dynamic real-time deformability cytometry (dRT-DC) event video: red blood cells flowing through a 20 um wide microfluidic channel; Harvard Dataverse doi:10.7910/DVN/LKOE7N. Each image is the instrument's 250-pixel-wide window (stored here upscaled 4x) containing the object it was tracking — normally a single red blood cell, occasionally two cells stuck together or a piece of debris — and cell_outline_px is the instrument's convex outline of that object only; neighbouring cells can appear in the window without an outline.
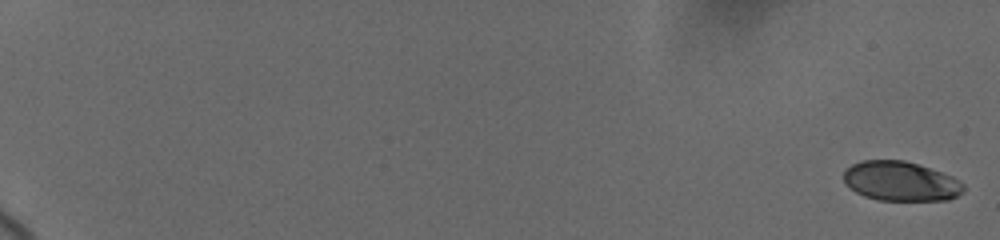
{"species": "human", "species_latin": "Homo sapiens", "temperature_condition": "cold", "stored_images_in_passage": 32, "camera_frame_rate_fps": 3000, "um_per_image_px": 0.085, "donor": {"sex": "female"}, "frame": {"image": 1, "passage_image": 1, "time_ms": 0.0, "image_size_px": [1000, 240], "cell_outline_px": [[964, 192], [948, 200], [880, 200], [864, 196], [856, 192], [844, 180], [844, 172], [852, 164], [860, 160], [904, 160], [952, 176], [964, 184]], "centroid_in_image_um": [76.57, 15.4], "position_along_channel_um": 8.4, "area_um2": 27.34}}
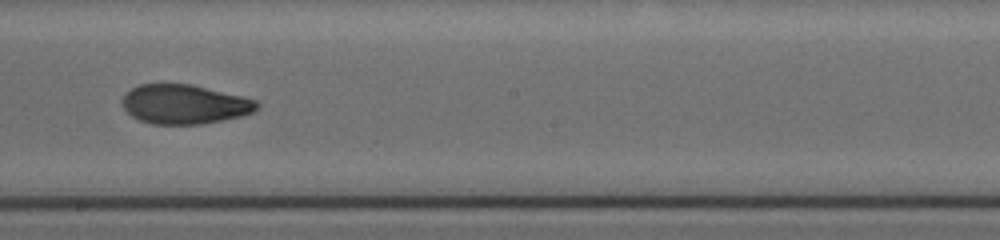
{"frame": {"image": 2, "passage_image": 18, "time_ms": 12.333, "image_size_px": [1000, 240], "cell_outline_px": [[260, 108], [256, 112], [240, 116], [200, 124], [152, 124], [140, 120], [132, 116], [124, 108], [124, 96], [132, 88], [140, 84], [188, 84], [244, 96], [256, 100], [260, 104]], "centroid_in_image_um": [15.74, 8.86], "position_along_channel_um": 232.5, "area_um2": 30.63}}
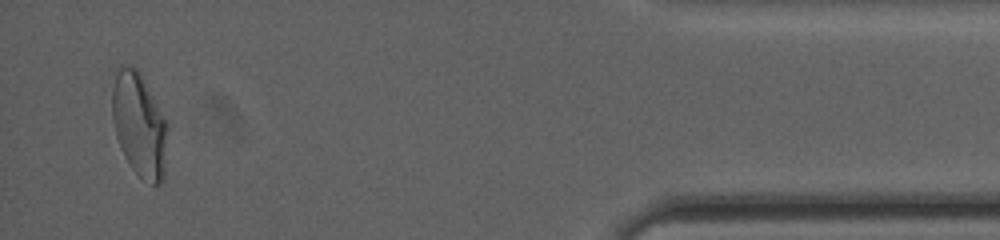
{"frame": {"image": 3, "passage_image": 32, "time_ms": 19.0, "image_size_px": [1000, 240], "cell_outline_px": [[168, 128], [164, 176], [160, 184], [152, 184], [140, 176], [132, 168], [124, 156], [120, 148], [116, 136], [112, 120], [112, 72], [120, 64], [136, 68], [140, 72], [168, 120]], "centroid_in_image_um": [11.83, 10.54], "position_along_channel_um": 423.4, "area_um2": 34.33}, "authors_computed_cell_mechanics": {"area_um2": 30.5184, "velocity_mm_per_s": 3.6696, "shape_relaxation_time_tau1_ms": null, "shape_relaxation_time_tau2_ms": 1.6884, "deformation_change_tau1": null, "deformation_change_tau2": 0.0663}}